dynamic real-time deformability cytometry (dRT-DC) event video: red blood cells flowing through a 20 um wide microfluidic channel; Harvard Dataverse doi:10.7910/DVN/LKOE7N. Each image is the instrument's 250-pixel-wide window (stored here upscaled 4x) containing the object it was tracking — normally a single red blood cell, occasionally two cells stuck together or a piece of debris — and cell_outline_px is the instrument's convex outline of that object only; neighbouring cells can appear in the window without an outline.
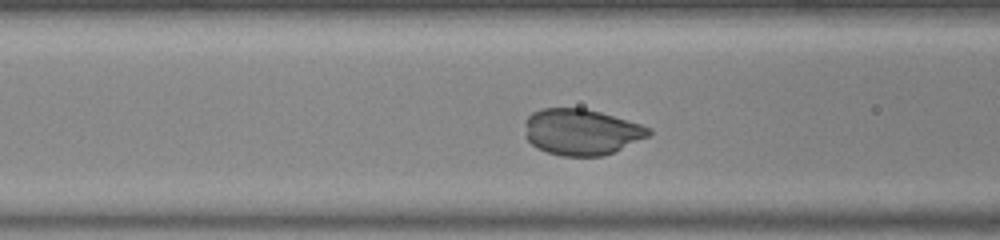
{"species": "common noctule bat (a hibernating species)", "species_latin": "Nyctalus noctula", "temperature_condition": "warm", "stored_images_in_passage": 37, "camera_frame_rate_fps": 3000, "um_per_image_px": 0.085, "animal": {"sex": "female", "body_mass_g": 23.0, "forearm_length_mm": 53.4}, "frame": {"image": 1, "passage_image": 14, "time_ms": 4.333, "image_size_px": [1000, 240], "cell_outline_px": [[652, 132], [648, 136], [604, 156], [564, 156], [548, 152], [536, 148], [524, 136], [524, 120], [532, 112], [540, 108], [584, 108], [600, 112], [640, 124], [652, 128]], "centroid_in_image_um": [49.36, 11.2], "position_along_channel_um": 117.2, "area_um2": 33.35}}
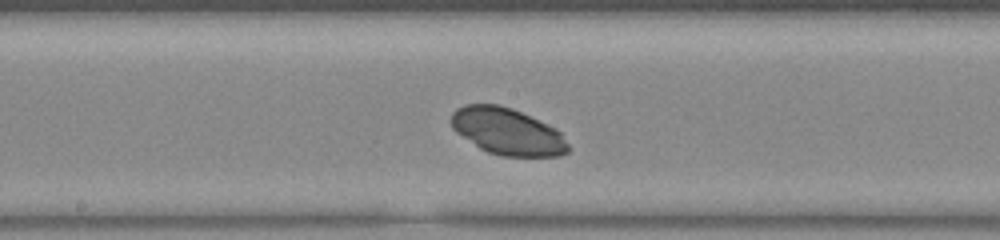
{"frame": {"image": 2, "passage_image": 21, "time_ms": 6.667, "image_size_px": [1000, 240], "cell_outline_px": [[572, 148], [568, 152], [560, 156], [500, 156], [488, 152], [480, 148], [456, 132], [452, 128], [448, 120], [452, 112], [456, 108], [464, 104], [500, 104], [512, 108], [556, 128], [560, 132]], "centroid_in_image_um": [43.11, 11.17], "position_along_channel_um": 205.1, "area_um2": 32.19}}
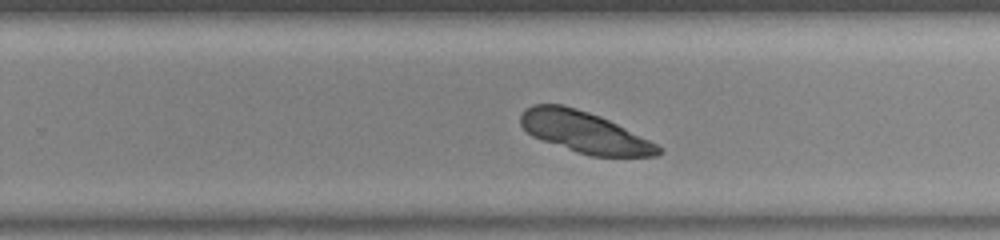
{"frame": {"image": 3, "passage_image": 27, "time_ms": 8.667, "image_size_px": [1000, 240], "cell_outline_px": [[664, 152], [656, 156], [592, 156], [576, 152], [532, 136], [520, 124], [520, 116], [524, 108], [532, 104], [564, 104], [600, 116], [664, 148]], "centroid_in_image_um": [49.65, 11.22], "position_along_channel_um": 280.2, "area_um2": 32.83}}